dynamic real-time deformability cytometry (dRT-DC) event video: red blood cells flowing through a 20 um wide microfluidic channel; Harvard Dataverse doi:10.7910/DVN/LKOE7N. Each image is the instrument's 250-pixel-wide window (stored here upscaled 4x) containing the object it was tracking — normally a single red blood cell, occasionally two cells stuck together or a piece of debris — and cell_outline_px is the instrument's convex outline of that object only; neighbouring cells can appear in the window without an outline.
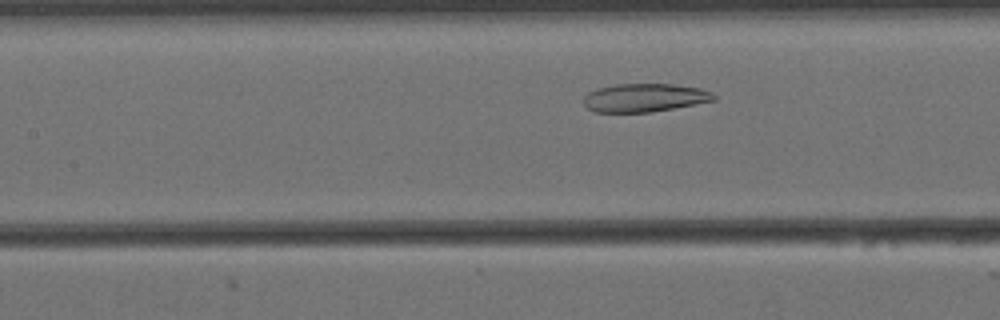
{"species": "Egyptian fruit bat (a non-hibernating species)", "species_latin": "Rousettus aegyptiacus", "temperature_condition": "cold", "stored_images_in_passage": 47, "camera_frame_rate_fps": 3000, "um_per_image_px": 0.085, "animal": {"sex": "female"}, "frame": {"image": 1, "passage_image": 14, "time_ms": 4.333, "image_size_px": [1000, 320], "cell_outline_px": [[716, 100], [696, 104], [652, 112], [596, 112], [588, 108], [584, 104], [584, 96], [588, 92], [600, 88], [616, 84], [672, 84], [700, 88], [712, 92], [716, 96]], "centroid_in_image_um": [54.81, 8.31], "position_along_channel_um": 152.6, "area_um2": 21.44}}
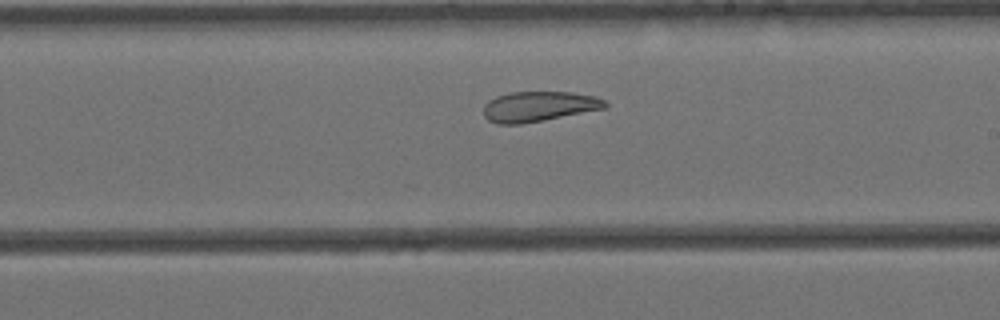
{"frame": {"image": 2, "passage_image": 22, "time_ms": 7.0, "image_size_px": [1000, 320], "cell_outline_px": [[608, 108], [544, 120], [520, 124], [496, 124], [488, 120], [484, 116], [484, 104], [488, 100], [496, 96], [508, 92], [572, 92], [596, 96], [604, 100], [608, 104]], "centroid_in_image_um": [45.8, 9.05], "position_along_channel_um": 243.2, "area_um2": 21.62}}
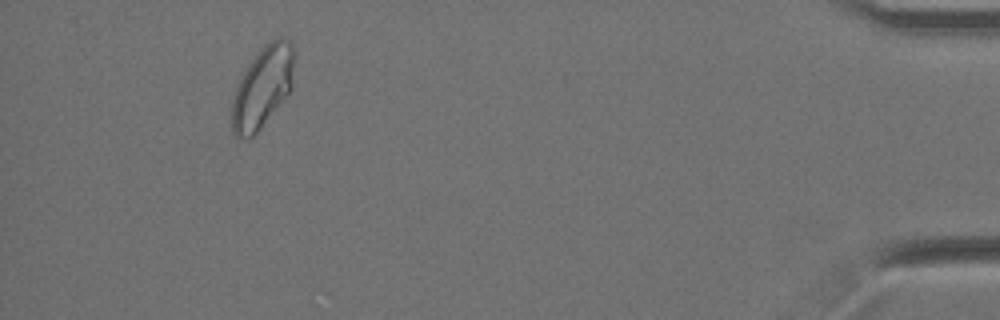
{"frame": {"image": 3, "passage_image": 43, "time_ms": 14.0, "image_size_px": [1000, 320], "cell_outline_px": [[296, 56], [292, 88], [256, 132], [252, 136], [236, 140], [232, 132], [232, 96], [248, 64], [264, 44], [276, 36], [284, 36], [292, 44], [296, 52]], "centroid_in_image_um": [22.34, 7.34], "position_along_channel_um": 412.9, "area_um2": 29.71}, "authors_computed_cell_mechanics": {"area_um2": 25.3742, "velocity_mm_per_s": 3.4139, "shape_relaxation_time_tau1_ms": null, "shape_relaxation_time_tau2_ms": 5.0503, "deformation_change_tau1": null, "deformation_change_tau2": 0.1135}}